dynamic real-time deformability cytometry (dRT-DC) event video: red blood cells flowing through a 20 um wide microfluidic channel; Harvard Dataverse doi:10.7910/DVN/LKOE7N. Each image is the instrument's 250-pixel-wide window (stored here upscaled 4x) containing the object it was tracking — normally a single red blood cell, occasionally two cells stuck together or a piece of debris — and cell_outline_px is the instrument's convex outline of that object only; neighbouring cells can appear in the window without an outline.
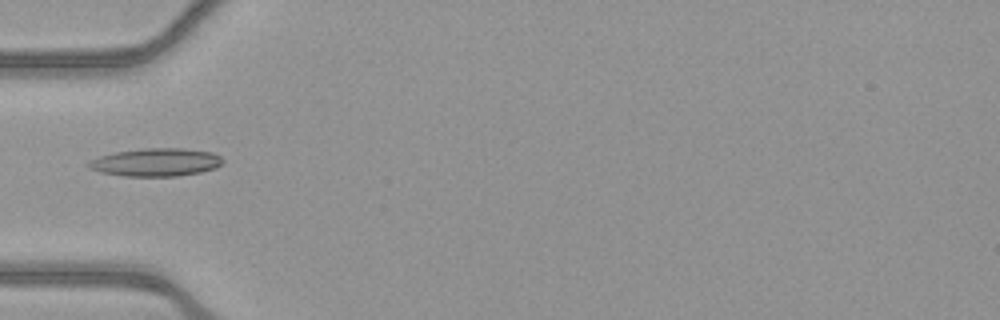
{"species": "common noctule bat (a hibernating species)", "species_latin": "Nyctalus noctula", "temperature_condition": "warm", "stored_images_in_passage": 11, "camera_frame_rate_fps": 3000, "um_per_image_px": 0.085, "animal": {"sex": "female", "body_mass_g": 21.9}, "frame": {"image": 1, "passage_image": 1, "time_ms": 0.0, "image_size_px": [1000, 320], "cell_outline_px": [[224, 160], [216, 168], [200, 172], [176, 176], [124, 176], [100, 172], [88, 168], [84, 164], [88, 160], [100, 156], [116, 152], [144, 148], [184, 148], [212, 152], [220, 156]], "centroid_in_image_um": [13.22, 13.79], "position_along_channel_um": 71.8, "area_um2": 22.02}}
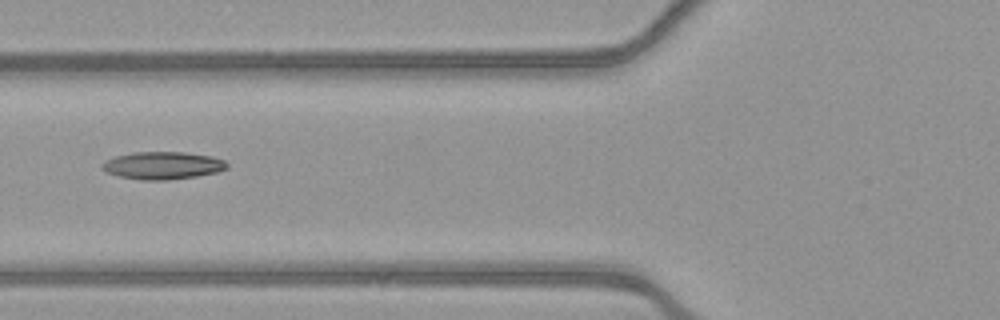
{"frame": {"image": 2, "passage_image": 4, "time_ms": 1.0, "image_size_px": [1000, 320], "cell_outline_px": [[228, 168], [216, 172], [196, 176], [168, 180], [140, 180], [120, 176], [108, 172], [100, 168], [100, 164], [104, 160], [116, 156], [132, 152], [184, 152], [212, 156], [224, 160], [228, 164]], "centroid_in_image_um": [13.81, 14.06], "position_along_channel_um": 112.0, "area_um2": 20.11}}
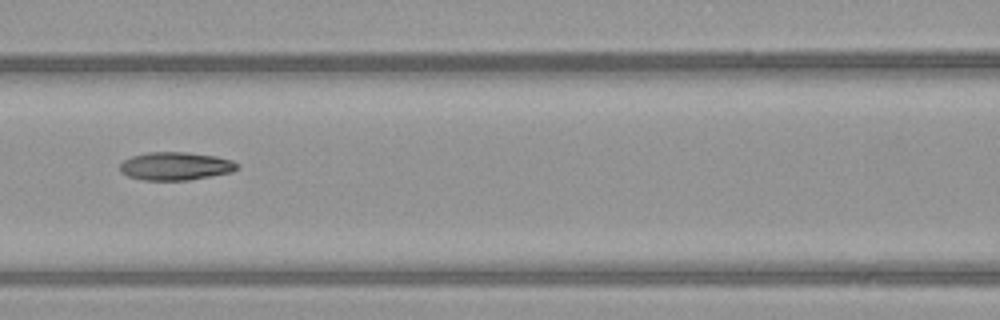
{"frame": {"image": 3, "passage_image": 7, "time_ms": 2.0, "image_size_px": [1000, 320], "cell_outline_px": [[240, 168], [232, 172], [188, 180], [144, 180], [128, 176], [120, 172], [120, 164], [124, 160], [132, 156], [148, 152], [188, 152], [216, 156], [232, 160], [240, 164]], "centroid_in_image_um": [14.95, 14.11], "position_along_channel_um": 151.6, "area_um2": 19.31}}